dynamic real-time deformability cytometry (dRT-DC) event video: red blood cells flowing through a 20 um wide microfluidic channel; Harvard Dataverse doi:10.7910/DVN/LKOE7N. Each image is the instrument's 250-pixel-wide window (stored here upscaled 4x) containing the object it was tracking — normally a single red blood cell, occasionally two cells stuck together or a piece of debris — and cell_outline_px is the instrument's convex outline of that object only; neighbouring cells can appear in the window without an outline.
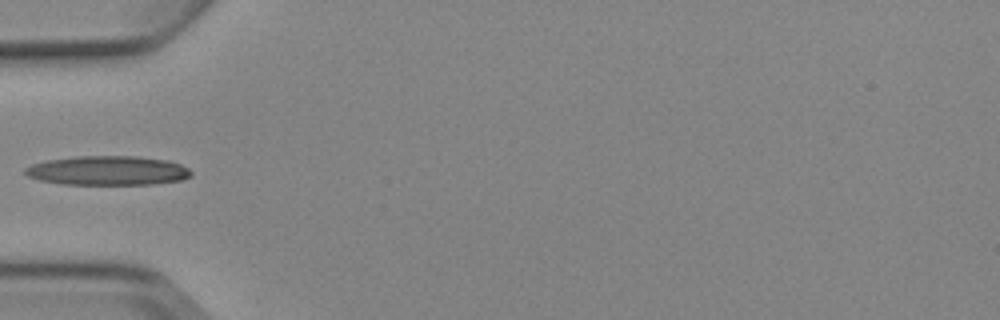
{"species": "Egyptian fruit bat (a non-hibernating species)", "species_latin": "Rousettus aegyptiacus", "temperature_condition": "cold", "stored_images_in_passage": 6, "camera_frame_rate_fps": 3000, "um_per_image_px": 0.085, "animal": {"sex": "female"}, "frame": {"image": 1, "passage_image": 5, "time_ms": 4.667, "image_size_px": [1000, 320], "cell_outline_px": [[192, 176], [180, 180], [152, 184], [64, 184], [40, 180], [28, 176], [24, 172], [24, 168], [32, 164], [44, 160], [76, 156], [140, 156], [168, 160], [180, 164], [188, 168], [192, 172]], "centroid_in_image_um": [9.16, 14.49], "position_along_channel_um": 75.8, "area_um2": 28.44}}
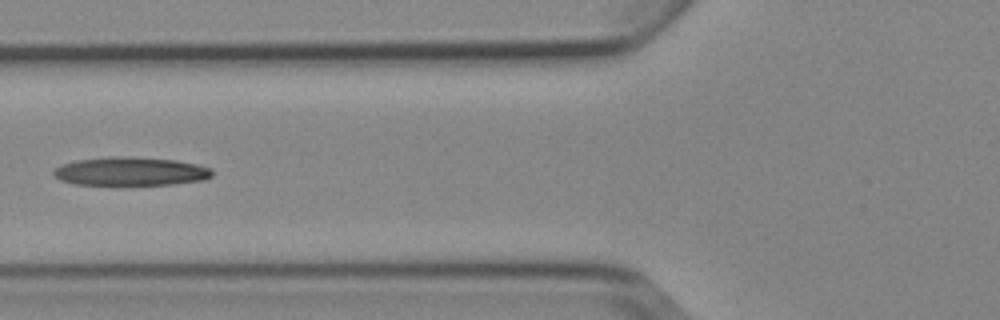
{"frame": {"image": 2, "passage_image": 6, "time_ms": 5.667, "image_size_px": [1000, 320], "cell_outline_px": [[212, 176], [204, 180], [172, 184], [116, 188], [76, 184], [60, 180], [52, 172], [56, 168], [64, 164], [76, 160], [112, 156], [128, 156], [176, 160], [196, 164], [212, 168]], "centroid_in_image_um": [11.09, 14.61], "position_along_channel_um": 114.7, "area_um2": 27.51}}